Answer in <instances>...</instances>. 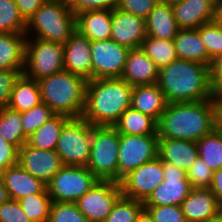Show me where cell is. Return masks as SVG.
Wrapping results in <instances>:
<instances>
[{
    "label": "cell",
    "instance_id": "36",
    "mask_svg": "<svg viewBox=\"0 0 222 222\" xmlns=\"http://www.w3.org/2000/svg\"><path fill=\"white\" fill-rule=\"evenodd\" d=\"M143 209V202L121 195L113 205L105 222H135Z\"/></svg>",
    "mask_w": 222,
    "mask_h": 222
},
{
    "label": "cell",
    "instance_id": "7",
    "mask_svg": "<svg viewBox=\"0 0 222 222\" xmlns=\"http://www.w3.org/2000/svg\"><path fill=\"white\" fill-rule=\"evenodd\" d=\"M93 125L71 118L62 128L55 151L63 165L86 167L90 158Z\"/></svg>",
    "mask_w": 222,
    "mask_h": 222
},
{
    "label": "cell",
    "instance_id": "13",
    "mask_svg": "<svg viewBox=\"0 0 222 222\" xmlns=\"http://www.w3.org/2000/svg\"><path fill=\"white\" fill-rule=\"evenodd\" d=\"M163 180V162L157 156L134 169L121 180L122 195L144 203Z\"/></svg>",
    "mask_w": 222,
    "mask_h": 222
},
{
    "label": "cell",
    "instance_id": "43",
    "mask_svg": "<svg viewBox=\"0 0 222 222\" xmlns=\"http://www.w3.org/2000/svg\"><path fill=\"white\" fill-rule=\"evenodd\" d=\"M23 70H0V110L8 106L11 91Z\"/></svg>",
    "mask_w": 222,
    "mask_h": 222
},
{
    "label": "cell",
    "instance_id": "27",
    "mask_svg": "<svg viewBox=\"0 0 222 222\" xmlns=\"http://www.w3.org/2000/svg\"><path fill=\"white\" fill-rule=\"evenodd\" d=\"M25 33H0V70H23Z\"/></svg>",
    "mask_w": 222,
    "mask_h": 222
},
{
    "label": "cell",
    "instance_id": "39",
    "mask_svg": "<svg viewBox=\"0 0 222 222\" xmlns=\"http://www.w3.org/2000/svg\"><path fill=\"white\" fill-rule=\"evenodd\" d=\"M48 222H90L75 203L52 202Z\"/></svg>",
    "mask_w": 222,
    "mask_h": 222
},
{
    "label": "cell",
    "instance_id": "26",
    "mask_svg": "<svg viewBox=\"0 0 222 222\" xmlns=\"http://www.w3.org/2000/svg\"><path fill=\"white\" fill-rule=\"evenodd\" d=\"M145 22L147 36L157 39L173 40L180 30L174 18L172 6L162 2L155 5Z\"/></svg>",
    "mask_w": 222,
    "mask_h": 222
},
{
    "label": "cell",
    "instance_id": "32",
    "mask_svg": "<svg viewBox=\"0 0 222 222\" xmlns=\"http://www.w3.org/2000/svg\"><path fill=\"white\" fill-rule=\"evenodd\" d=\"M199 158L213 171L222 167V130L216 127L197 142Z\"/></svg>",
    "mask_w": 222,
    "mask_h": 222
},
{
    "label": "cell",
    "instance_id": "47",
    "mask_svg": "<svg viewBox=\"0 0 222 222\" xmlns=\"http://www.w3.org/2000/svg\"><path fill=\"white\" fill-rule=\"evenodd\" d=\"M21 16L27 22L46 0H14Z\"/></svg>",
    "mask_w": 222,
    "mask_h": 222
},
{
    "label": "cell",
    "instance_id": "1",
    "mask_svg": "<svg viewBox=\"0 0 222 222\" xmlns=\"http://www.w3.org/2000/svg\"><path fill=\"white\" fill-rule=\"evenodd\" d=\"M216 127L217 113L213 99L167 103L157 122V134L159 138L197 142Z\"/></svg>",
    "mask_w": 222,
    "mask_h": 222
},
{
    "label": "cell",
    "instance_id": "20",
    "mask_svg": "<svg viewBox=\"0 0 222 222\" xmlns=\"http://www.w3.org/2000/svg\"><path fill=\"white\" fill-rule=\"evenodd\" d=\"M181 208L186 222H207L219 213L216 196L209 188H192Z\"/></svg>",
    "mask_w": 222,
    "mask_h": 222
},
{
    "label": "cell",
    "instance_id": "28",
    "mask_svg": "<svg viewBox=\"0 0 222 222\" xmlns=\"http://www.w3.org/2000/svg\"><path fill=\"white\" fill-rule=\"evenodd\" d=\"M41 102L38 81L28 78L22 73L14 84L7 107L22 113Z\"/></svg>",
    "mask_w": 222,
    "mask_h": 222
},
{
    "label": "cell",
    "instance_id": "59",
    "mask_svg": "<svg viewBox=\"0 0 222 222\" xmlns=\"http://www.w3.org/2000/svg\"><path fill=\"white\" fill-rule=\"evenodd\" d=\"M212 1H214L218 5L222 0H212Z\"/></svg>",
    "mask_w": 222,
    "mask_h": 222
},
{
    "label": "cell",
    "instance_id": "10",
    "mask_svg": "<svg viewBox=\"0 0 222 222\" xmlns=\"http://www.w3.org/2000/svg\"><path fill=\"white\" fill-rule=\"evenodd\" d=\"M158 134H120L118 183L131 171L158 156Z\"/></svg>",
    "mask_w": 222,
    "mask_h": 222
},
{
    "label": "cell",
    "instance_id": "24",
    "mask_svg": "<svg viewBox=\"0 0 222 222\" xmlns=\"http://www.w3.org/2000/svg\"><path fill=\"white\" fill-rule=\"evenodd\" d=\"M167 101L157 84L133 86L131 108L149 115L157 122L165 111Z\"/></svg>",
    "mask_w": 222,
    "mask_h": 222
},
{
    "label": "cell",
    "instance_id": "29",
    "mask_svg": "<svg viewBox=\"0 0 222 222\" xmlns=\"http://www.w3.org/2000/svg\"><path fill=\"white\" fill-rule=\"evenodd\" d=\"M119 134L149 135L157 134V121L149 115L133 108L126 109L113 125Z\"/></svg>",
    "mask_w": 222,
    "mask_h": 222
},
{
    "label": "cell",
    "instance_id": "11",
    "mask_svg": "<svg viewBox=\"0 0 222 222\" xmlns=\"http://www.w3.org/2000/svg\"><path fill=\"white\" fill-rule=\"evenodd\" d=\"M121 195L120 183L99 180L75 204L90 222H105L113 205Z\"/></svg>",
    "mask_w": 222,
    "mask_h": 222
},
{
    "label": "cell",
    "instance_id": "44",
    "mask_svg": "<svg viewBox=\"0 0 222 222\" xmlns=\"http://www.w3.org/2000/svg\"><path fill=\"white\" fill-rule=\"evenodd\" d=\"M0 222H31L18 200L9 199L0 204Z\"/></svg>",
    "mask_w": 222,
    "mask_h": 222
},
{
    "label": "cell",
    "instance_id": "12",
    "mask_svg": "<svg viewBox=\"0 0 222 222\" xmlns=\"http://www.w3.org/2000/svg\"><path fill=\"white\" fill-rule=\"evenodd\" d=\"M129 51L112 39L91 41L92 79L121 78Z\"/></svg>",
    "mask_w": 222,
    "mask_h": 222
},
{
    "label": "cell",
    "instance_id": "2",
    "mask_svg": "<svg viewBox=\"0 0 222 222\" xmlns=\"http://www.w3.org/2000/svg\"><path fill=\"white\" fill-rule=\"evenodd\" d=\"M156 84L167 103L213 99L210 66L202 63L177 59L158 69Z\"/></svg>",
    "mask_w": 222,
    "mask_h": 222
},
{
    "label": "cell",
    "instance_id": "19",
    "mask_svg": "<svg viewBox=\"0 0 222 222\" xmlns=\"http://www.w3.org/2000/svg\"><path fill=\"white\" fill-rule=\"evenodd\" d=\"M158 68L141 48L130 49L121 79L131 86L156 84Z\"/></svg>",
    "mask_w": 222,
    "mask_h": 222
},
{
    "label": "cell",
    "instance_id": "56",
    "mask_svg": "<svg viewBox=\"0 0 222 222\" xmlns=\"http://www.w3.org/2000/svg\"><path fill=\"white\" fill-rule=\"evenodd\" d=\"M159 2L166 3L168 5H173L175 3L181 2L182 0H158Z\"/></svg>",
    "mask_w": 222,
    "mask_h": 222
},
{
    "label": "cell",
    "instance_id": "46",
    "mask_svg": "<svg viewBox=\"0 0 222 222\" xmlns=\"http://www.w3.org/2000/svg\"><path fill=\"white\" fill-rule=\"evenodd\" d=\"M19 149L0 136V172L18 163Z\"/></svg>",
    "mask_w": 222,
    "mask_h": 222
},
{
    "label": "cell",
    "instance_id": "34",
    "mask_svg": "<svg viewBox=\"0 0 222 222\" xmlns=\"http://www.w3.org/2000/svg\"><path fill=\"white\" fill-rule=\"evenodd\" d=\"M18 201L31 222H48L52 204L48 193L30 194Z\"/></svg>",
    "mask_w": 222,
    "mask_h": 222
},
{
    "label": "cell",
    "instance_id": "53",
    "mask_svg": "<svg viewBox=\"0 0 222 222\" xmlns=\"http://www.w3.org/2000/svg\"><path fill=\"white\" fill-rule=\"evenodd\" d=\"M217 20L222 22V1L217 6Z\"/></svg>",
    "mask_w": 222,
    "mask_h": 222
},
{
    "label": "cell",
    "instance_id": "6",
    "mask_svg": "<svg viewBox=\"0 0 222 222\" xmlns=\"http://www.w3.org/2000/svg\"><path fill=\"white\" fill-rule=\"evenodd\" d=\"M120 134L113 126H93L90 158L86 167L100 181L118 182Z\"/></svg>",
    "mask_w": 222,
    "mask_h": 222
},
{
    "label": "cell",
    "instance_id": "30",
    "mask_svg": "<svg viewBox=\"0 0 222 222\" xmlns=\"http://www.w3.org/2000/svg\"><path fill=\"white\" fill-rule=\"evenodd\" d=\"M71 118L55 114L28 137L27 143L36 149L55 150L63 126Z\"/></svg>",
    "mask_w": 222,
    "mask_h": 222
},
{
    "label": "cell",
    "instance_id": "8",
    "mask_svg": "<svg viewBox=\"0 0 222 222\" xmlns=\"http://www.w3.org/2000/svg\"><path fill=\"white\" fill-rule=\"evenodd\" d=\"M32 38L26 39L23 74L38 81L64 70L63 44Z\"/></svg>",
    "mask_w": 222,
    "mask_h": 222
},
{
    "label": "cell",
    "instance_id": "3",
    "mask_svg": "<svg viewBox=\"0 0 222 222\" xmlns=\"http://www.w3.org/2000/svg\"><path fill=\"white\" fill-rule=\"evenodd\" d=\"M132 89L121 78L87 80L82 118L93 126H113L131 107Z\"/></svg>",
    "mask_w": 222,
    "mask_h": 222
},
{
    "label": "cell",
    "instance_id": "40",
    "mask_svg": "<svg viewBox=\"0 0 222 222\" xmlns=\"http://www.w3.org/2000/svg\"><path fill=\"white\" fill-rule=\"evenodd\" d=\"M213 173L214 171L199 157L186 171L192 188H210Z\"/></svg>",
    "mask_w": 222,
    "mask_h": 222
},
{
    "label": "cell",
    "instance_id": "57",
    "mask_svg": "<svg viewBox=\"0 0 222 222\" xmlns=\"http://www.w3.org/2000/svg\"><path fill=\"white\" fill-rule=\"evenodd\" d=\"M58 1L71 6L76 0H58Z\"/></svg>",
    "mask_w": 222,
    "mask_h": 222
},
{
    "label": "cell",
    "instance_id": "37",
    "mask_svg": "<svg viewBox=\"0 0 222 222\" xmlns=\"http://www.w3.org/2000/svg\"><path fill=\"white\" fill-rule=\"evenodd\" d=\"M211 60L222 53V22L215 20L197 28Z\"/></svg>",
    "mask_w": 222,
    "mask_h": 222
},
{
    "label": "cell",
    "instance_id": "23",
    "mask_svg": "<svg viewBox=\"0 0 222 222\" xmlns=\"http://www.w3.org/2000/svg\"><path fill=\"white\" fill-rule=\"evenodd\" d=\"M112 11L94 10L76 14V30L90 41H100L111 38Z\"/></svg>",
    "mask_w": 222,
    "mask_h": 222
},
{
    "label": "cell",
    "instance_id": "41",
    "mask_svg": "<svg viewBox=\"0 0 222 222\" xmlns=\"http://www.w3.org/2000/svg\"><path fill=\"white\" fill-rule=\"evenodd\" d=\"M153 222H186L181 206H144Z\"/></svg>",
    "mask_w": 222,
    "mask_h": 222
},
{
    "label": "cell",
    "instance_id": "17",
    "mask_svg": "<svg viewBox=\"0 0 222 222\" xmlns=\"http://www.w3.org/2000/svg\"><path fill=\"white\" fill-rule=\"evenodd\" d=\"M64 70L92 79L91 41L78 30L63 44Z\"/></svg>",
    "mask_w": 222,
    "mask_h": 222
},
{
    "label": "cell",
    "instance_id": "51",
    "mask_svg": "<svg viewBox=\"0 0 222 222\" xmlns=\"http://www.w3.org/2000/svg\"><path fill=\"white\" fill-rule=\"evenodd\" d=\"M10 199L8 191L5 187L2 174L0 172V204L7 202Z\"/></svg>",
    "mask_w": 222,
    "mask_h": 222
},
{
    "label": "cell",
    "instance_id": "9",
    "mask_svg": "<svg viewBox=\"0 0 222 222\" xmlns=\"http://www.w3.org/2000/svg\"><path fill=\"white\" fill-rule=\"evenodd\" d=\"M98 181L87 167L63 165L46 188L52 202L75 203Z\"/></svg>",
    "mask_w": 222,
    "mask_h": 222
},
{
    "label": "cell",
    "instance_id": "31",
    "mask_svg": "<svg viewBox=\"0 0 222 222\" xmlns=\"http://www.w3.org/2000/svg\"><path fill=\"white\" fill-rule=\"evenodd\" d=\"M0 136L18 149L28 141L22 128V113L8 107L0 110Z\"/></svg>",
    "mask_w": 222,
    "mask_h": 222
},
{
    "label": "cell",
    "instance_id": "58",
    "mask_svg": "<svg viewBox=\"0 0 222 222\" xmlns=\"http://www.w3.org/2000/svg\"><path fill=\"white\" fill-rule=\"evenodd\" d=\"M219 214H222V200L218 203Z\"/></svg>",
    "mask_w": 222,
    "mask_h": 222
},
{
    "label": "cell",
    "instance_id": "48",
    "mask_svg": "<svg viewBox=\"0 0 222 222\" xmlns=\"http://www.w3.org/2000/svg\"><path fill=\"white\" fill-rule=\"evenodd\" d=\"M210 81L213 90L222 84V53L212 60Z\"/></svg>",
    "mask_w": 222,
    "mask_h": 222
},
{
    "label": "cell",
    "instance_id": "22",
    "mask_svg": "<svg viewBox=\"0 0 222 222\" xmlns=\"http://www.w3.org/2000/svg\"><path fill=\"white\" fill-rule=\"evenodd\" d=\"M158 157L162 162L171 163L187 171L199 157L194 141L159 138Z\"/></svg>",
    "mask_w": 222,
    "mask_h": 222
},
{
    "label": "cell",
    "instance_id": "45",
    "mask_svg": "<svg viewBox=\"0 0 222 222\" xmlns=\"http://www.w3.org/2000/svg\"><path fill=\"white\" fill-rule=\"evenodd\" d=\"M70 7L75 15L94 10L112 11L117 8V0H76Z\"/></svg>",
    "mask_w": 222,
    "mask_h": 222
},
{
    "label": "cell",
    "instance_id": "55",
    "mask_svg": "<svg viewBox=\"0 0 222 222\" xmlns=\"http://www.w3.org/2000/svg\"><path fill=\"white\" fill-rule=\"evenodd\" d=\"M207 222H222V214H216L214 217L209 219Z\"/></svg>",
    "mask_w": 222,
    "mask_h": 222
},
{
    "label": "cell",
    "instance_id": "16",
    "mask_svg": "<svg viewBox=\"0 0 222 222\" xmlns=\"http://www.w3.org/2000/svg\"><path fill=\"white\" fill-rule=\"evenodd\" d=\"M111 23L110 39L129 49L141 48L142 42L147 36L144 18L115 8L112 10Z\"/></svg>",
    "mask_w": 222,
    "mask_h": 222
},
{
    "label": "cell",
    "instance_id": "38",
    "mask_svg": "<svg viewBox=\"0 0 222 222\" xmlns=\"http://www.w3.org/2000/svg\"><path fill=\"white\" fill-rule=\"evenodd\" d=\"M54 115L55 113L42 102L30 110L22 112V128L24 134L29 137Z\"/></svg>",
    "mask_w": 222,
    "mask_h": 222
},
{
    "label": "cell",
    "instance_id": "42",
    "mask_svg": "<svg viewBox=\"0 0 222 222\" xmlns=\"http://www.w3.org/2000/svg\"><path fill=\"white\" fill-rule=\"evenodd\" d=\"M158 0H117V8L146 19Z\"/></svg>",
    "mask_w": 222,
    "mask_h": 222
},
{
    "label": "cell",
    "instance_id": "52",
    "mask_svg": "<svg viewBox=\"0 0 222 222\" xmlns=\"http://www.w3.org/2000/svg\"><path fill=\"white\" fill-rule=\"evenodd\" d=\"M135 222H153V220L150 214L145 209H143L137 216Z\"/></svg>",
    "mask_w": 222,
    "mask_h": 222
},
{
    "label": "cell",
    "instance_id": "15",
    "mask_svg": "<svg viewBox=\"0 0 222 222\" xmlns=\"http://www.w3.org/2000/svg\"><path fill=\"white\" fill-rule=\"evenodd\" d=\"M18 164L46 185L63 166L55 150L36 149L27 142L19 149Z\"/></svg>",
    "mask_w": 222,
    "mask_h": 222
},
{
    "label": "cell",
    "instance_id": "5",
    "mask_svg": "<svg viewBox=\"0 0 222 222\" xmlns=\"http://www.w3.org/2000/svg\"><path fill=\"white\" fill-rule=\"evenodd\" d=\"M75 30L76 15L70 5L58 0H46L26 22L25 34L27 37L35 34L34 38L64 44Z\"/></svg>",
    "mask_w": 222,
    "mask_h": 222
},
{
    "label": "cell",
    "instance_id": "21",
    "mask_svg": "<svg viewBox=\"0 0 222 222\" xmlns=\"http://www.w3.org/2000/svg\"><path fill=\"white\" fill-rule=\"evenodd\" d=\"M10 199L19 200L30 194L48 193L46 184L18 163L1 172Z\"/></svg>",
    "mask_w": 222,
    "mask_h": 222
},
{
    "label": "cell",
    "instance_id": "54",
    "mask_svg": "<svg viewBox=\"0 0 222 222\" xmlns=\"http://www.w3.org/2000/svg\"><path fill=\"white\" fill-rule=\"evenodd\" d=\"M216 113L218 127L222 130V111H216Z\"/></svg>",
    "mask_w": 222,
    "mask_h": 222
},
{
    "label": "cell",
    "instance_id": "25",
    "mask_svg": "<svg viewBox=\"0 0 222 222\" xmlns=\"http://www.w3.org/2000/svg\"><path fill=\"white\" fill-rule=\"evenodd\" d=\"M173 41L178 59L211 66L212 60L197 29H180Z\"/></svg>",
    "mask_w": 222,
    "mask_h": 222
},
{
    "label": "cell",
    "instance_id": "50",
    "mask_svg": "<svg viewBox=\"0 0 222 222\" xmlns=\"http://www.w3.org/2000/svg\"><path fill=\"white\" fill-rule=\"evenodd\" d=\"M213 100L216 111H222V84L213 90Z\"/></svg>",
    "mask_w": 222,
    "mask_h": 222
},
{
    "label": "cell",
    "instance_id": "14",
    "mask_svg": "<svg viewBox=\"0 0 222 222\" xmlns=\"http://www.w3.org/2000/svg\"><path fill=\"white\" fill-rule=\"evenodd\" d=\"M164 180L144 202V206L178 205L189 195L192 186L186 171L171 163L163 162Z\"/></svg>",
    "mask_w": 222,
    "mask_h": 222
},
{
    "label": "cell",
    "instance_id": "33",
    "mask_svg": "<svg viewBox=\"0 0 222 222\" xmlns=\"http://www.w3.org/2000/svg\"><path fill=\"white\" fill-rule=\"evenodd\" d=\"M141 49L152 59L158 69L178 59L174 41L146 36Z\"/></svg>",
    "mask_w": 222,
    "mask_h": 222
},
{
    "label": "cell",
    "instance_id": "35",
    "mask_svg": "<svg viewBox=\"0 0 222 222\" xmlns=\"http://www.w3.org/2000/svg\"><path fill=\"white\" fill-rule=\"evenodd\" d=\"M26 21L14 0H0V33H25Z\"/></svg>",
    "mask_w": 222,
    "mask_h": 222
},
{
    "label": "cell",
    "instance_id": "4",
    "mask_svg": "<svg viewBox=\"0 0 222 222\" xmlns=\"http://www.w3.org/2000/svg\"><path fill=\"white\" fill-rule=\"evenodd\" d=\"M41 100L55 114L80 118L85 108L87 80L66 70L38 80Z\"/></svg>",
    "mask_w": 222,
    "mask_h": 222
},
{
    "label": "cell",
    "instance_id": "18",
    "mask_svg": "<svg viewBox=\"0 0 222 222\" xmlns=\"http://www.w3.org/2000/svg\"><path fill=\"white\" fill-rule=\"evenodd\" d=\"M171 6L180 29H197L217 20L218 5L212 0H182Z\"/></svg>",
    "mask_w": 222,
    "mask_h": 222
},
{
    "label": "cell",
    "instance_id": "49",
    "mask_svg": "<svg viewBox=\"0 0 222 222\" xmlns=\"http://www.w3.org/2000/svg\"><path fill=\"white\" fill-rule=\"evenodd\" d=\"M209 189L216 196L217 202L219 203L222 200V167L214 171Z\"/></svg>",
    "mask_w": 222,
    "mask_h": 222
}]
</instances>
